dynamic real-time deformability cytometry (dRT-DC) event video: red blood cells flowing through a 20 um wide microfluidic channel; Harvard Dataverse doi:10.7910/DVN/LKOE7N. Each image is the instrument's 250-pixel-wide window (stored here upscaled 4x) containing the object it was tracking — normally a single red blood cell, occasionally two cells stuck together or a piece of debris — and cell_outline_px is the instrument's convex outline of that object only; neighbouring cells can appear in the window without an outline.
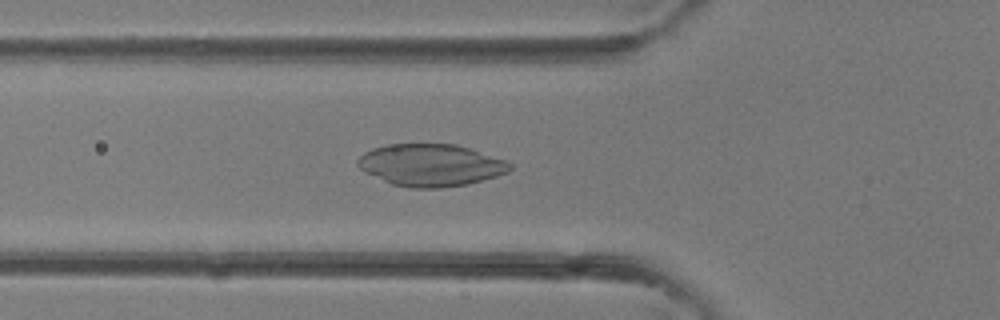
{"species": "common noctule bat (a hibernating species)", "species_latin": "Nyctalus noctula", "temperature_condition": "room temperature", "stored_images_in_passage": 39, "camera_frame_rate_fps": 3000, "um_per_image_px": 0.085, "animal": {"sex": "female"}, "frame": {"image": 1, "passage_image": 14, "time_ms": 4.333, "image_size_px": [1000, 320], "cell_outline_px": [[512, 168], [508, 172], [496, 176], [468, 184], [440, 188], [412, 188], [392, 184], [364, 172], [356, 164], [356, 160], [364, 152], [372, 148], [388, 144], [456, 144], [508, 160], [512, 164]], "centroid_in_image_um": [36.62, 14.03], "position_along_channel_um": 89.2, "area_um2": 37.57}}
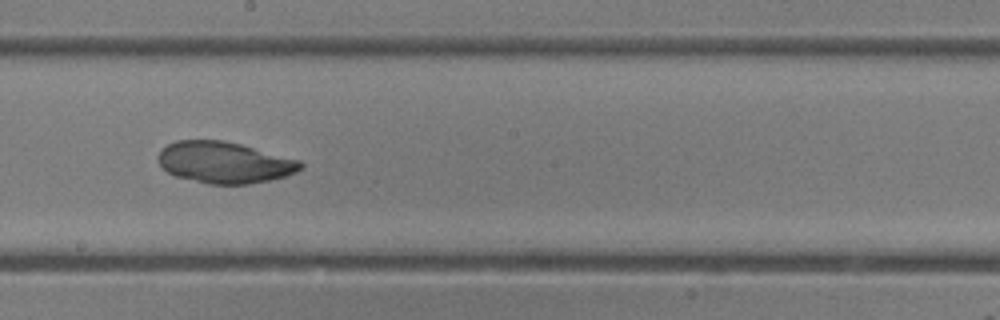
{"frame": {"image": 2, "passage_image": 22, "time_ms": 7.0, "image_size_px": [1000, 320], "cell_outline_px": [[304, 164], [296, 172], [284, 176], [268, 180], [248, 184], [208, 184], [176, 176], [168, 172], [160, 164], [156, 156], [168, 144], [176, 140], [224, 140], [240, 144], [300, 160]], "centroid_in_image_um": [19.06, 13.8], "position_along_channel_um": 229.1, "area_um2": 34.1}}
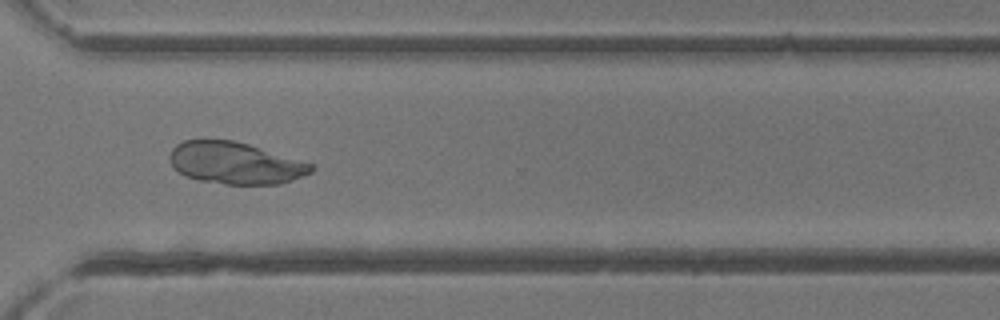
{"frame": {"image": 3, "passage_image": 29, "time_ms": 9.333, "image_size_px": [1000, 320], "cell_outline_px": [[316, 168], [312, 172], [304, 176], [280, 184], [224, 184], [200, 180], [184, 176], [172, 164], [168, 156], [172, 148], [176, 144], [184, 140], [204, 136], [232, 140], [248, 144], [312, 164]], "centroid_in_image_um": [19.94, 13.82], "position_along_channel_um": 350.7, "area_um2": 35.03}}